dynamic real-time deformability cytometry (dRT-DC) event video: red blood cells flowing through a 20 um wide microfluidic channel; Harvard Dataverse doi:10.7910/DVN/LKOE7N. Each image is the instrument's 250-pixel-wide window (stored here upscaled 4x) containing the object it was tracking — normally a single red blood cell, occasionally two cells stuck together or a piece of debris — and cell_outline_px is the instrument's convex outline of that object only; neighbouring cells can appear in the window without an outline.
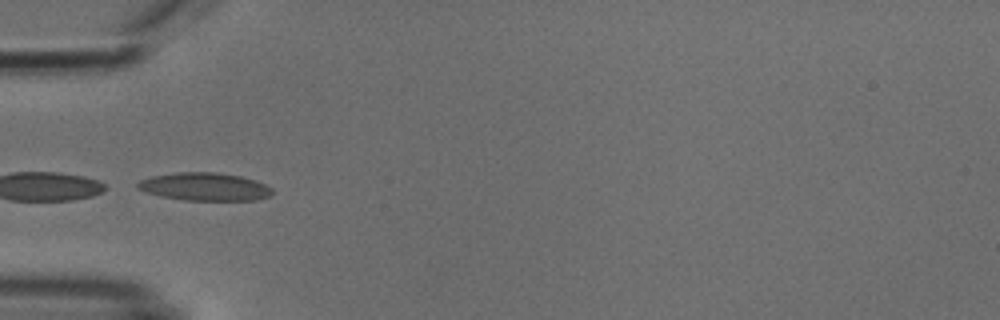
{"species": "common noctule bat (a hibernating species)", "species_latin": "Nyctalus noctula", "temperature_condition": "cold", "stored_images_in_passage": 6, "camera_frame_rate_fps": 3000, "um_per_image_px": 0.085, "animal": {"sex": "male", "body_mass_g": 18.8}, "frame": {"image": 1, "passage_image": 5, "time_ms": 4.667, "image_size_px": [1000, 320], "cell_outline_px": [[272, 192], [268, 196], [256, 200], [184, 200], [160, 196], [144, 192], [136, 188], [136, 184], [140, 180], [152, 176], [176, 172], [216, 172], [240, 176], [256, 180], [272, 188]], "centroid_in_image_um": [17.36, 15.86], "position_along_channel_um": 67.6, "area_um2": 21.96}}
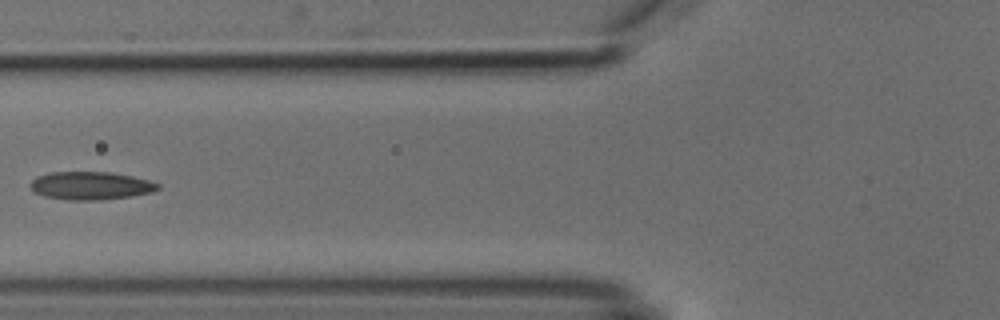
{"frame": {"image": 2, "passage_image": 6, "time_ms": 6.0, "image_size_px": [1000, 320], "cell_outline_px": [[160, 188], [152, 192], [132, 196], [96, 200], [68, 200], [44, 196], [32, 192], [28, 184], [36, 176], [52, 172], [112, 172], [132, 176], [148, 180], [160, 184]], "centroid_in_image_um": [7.67, 15.78], "position_along_channel_um": 118.1, "area_um2": 20.98}}